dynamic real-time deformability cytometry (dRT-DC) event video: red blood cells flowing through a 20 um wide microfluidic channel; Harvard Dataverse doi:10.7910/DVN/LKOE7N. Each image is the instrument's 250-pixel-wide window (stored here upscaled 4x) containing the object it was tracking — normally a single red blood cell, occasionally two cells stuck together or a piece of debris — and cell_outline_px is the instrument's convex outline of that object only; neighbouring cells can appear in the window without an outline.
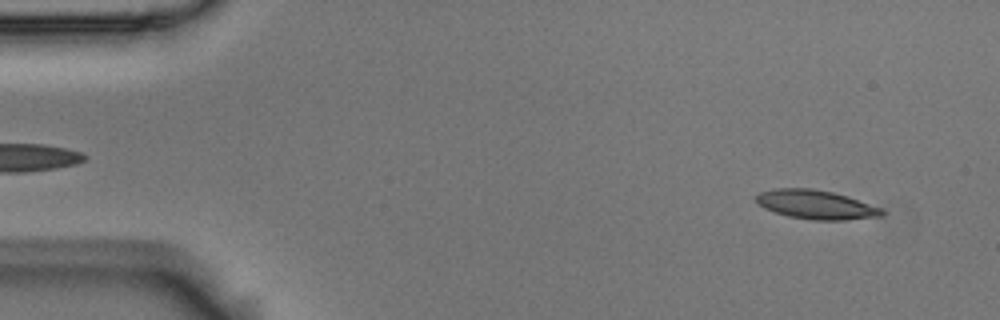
{"species": "Egyptian fruit bat (a non-hibernating species)", "species_latin": "Rousettus aegyptiacus", "temperature_condition": "room temperature", "stored_images_in_passage": 15, "camera_frame_rate_fps": 3000, "um_per_image_px": 0.085, "animal": {"sex": "male"}, "frame": {"image": 1, "passage_image": 3, "time_ms": 0.667, "image_size_px": [1000, 320], "cell_outline_px": [[884, 216], [844, 220], [812, 220], [788, 216], [764, 208], [756, 200], [756, 196], [760, 192], [776, 188], [812, 188], [832, 192], [848, 196], [880, 208], [884, 212]], "centroid_in_image_um": [69.36, 17.39], "position_along_channel_um": 15.6, "area_um2": 21.1}}
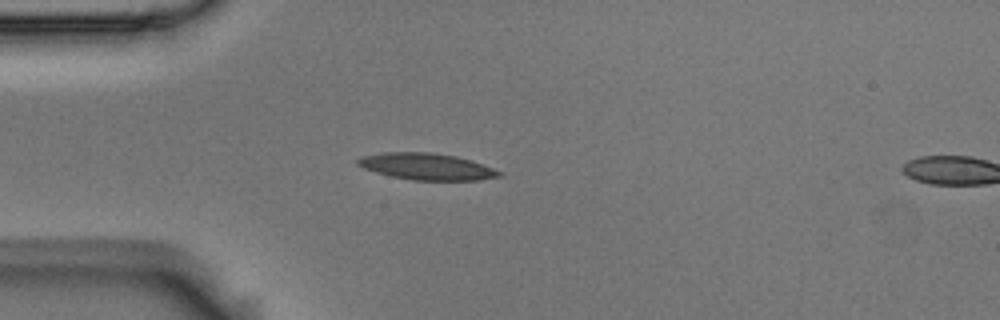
{"frame": {"image": 2, "passage_image": 13, "time_ms": 4.0, "image_size_px": [1000, 320], "cell_outline_px": [[504, 172], [500, 176], [480, 180], [412, 180], [392, 176], [376, 172], [364, 168], [356, 164], [356, 160], [360, 156], [380, 152], [432, 152], [456, 156]], "centroid_in_image_um": [36.22, 14.15], "position_along_channel_um": 48.8, "area_um2": 21.85}}